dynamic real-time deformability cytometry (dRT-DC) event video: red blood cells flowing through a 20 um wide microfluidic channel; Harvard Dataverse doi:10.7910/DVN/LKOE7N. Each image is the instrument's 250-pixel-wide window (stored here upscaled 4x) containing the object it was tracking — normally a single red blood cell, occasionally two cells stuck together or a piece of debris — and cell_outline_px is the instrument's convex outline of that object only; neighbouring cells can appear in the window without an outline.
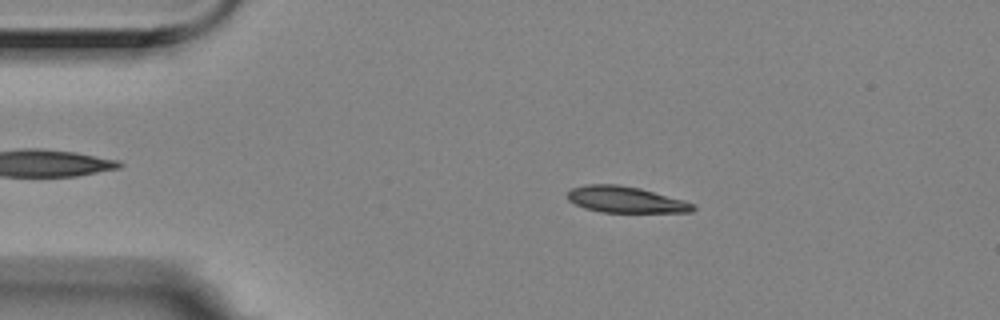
{"species": "Egyptian fruit bat (a non-hibernating species)", "species_latin": "Rousettus aegyptiacus", "temperature_condition": "room temperature", "stored_images_in_passage": 4, "camera_frame_rate_fps": 3000, "um_per_image_px": 0.085, "animal": {"sex": "female"}, "frame": {"image": 1, "passage_image": 3, "time_ms": 0.667, "image_size_px": [1000, 320], "cell_outline_px": [[696, 208], [692, 212], [600, 212], [584, 208], [568, 200], [568, 192], [572, 188], [588, 184], [616, 184], [640, 188], [684, 200], [696, 204]], "centroid_in_image_um": [53.2, 16.97], "position_along_channel_um": 31.8, "area_um2": 19.19}}